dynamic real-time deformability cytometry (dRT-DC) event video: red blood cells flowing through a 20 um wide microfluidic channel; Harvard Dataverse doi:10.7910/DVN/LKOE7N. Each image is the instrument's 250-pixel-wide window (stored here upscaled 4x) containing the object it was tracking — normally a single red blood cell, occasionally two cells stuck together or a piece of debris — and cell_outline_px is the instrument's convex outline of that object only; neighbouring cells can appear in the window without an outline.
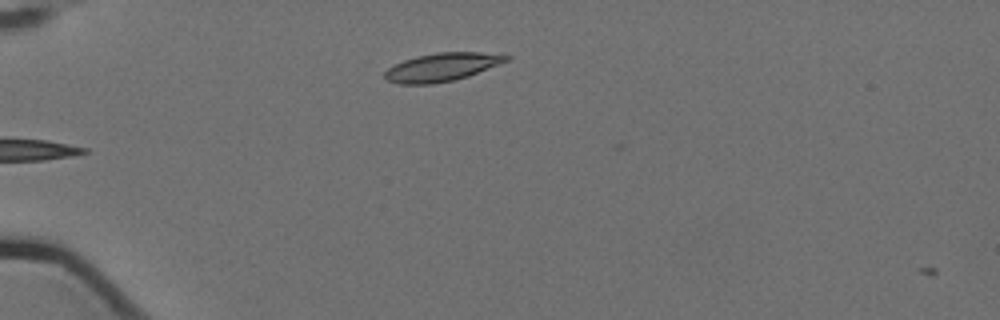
{"species": "Egyptian fruit bat (a non-hibernating species)", "species_latin": "Rousettus aegyptiacus", "temperature_condition": "cold", "stored_images_in_passage": 4, "camera_frame_rate_fps": 3000, "um_per_image_px": 0.085, "animal": {"sex": "female"}, "frame": {"image": 1, "passage_image": 4, "time_ms": 1.0, "image_size_px": [1000, 320], "cell_outline_px": [[512, 56], [508, 60], [468, 76], [452, 80], [432, 84], [400, 84], [388, 80], [384, 76], [384, 72], [388, 68], [404, 60], [416, 56], [436, 52], [480, 52]], "centroid_in_image_um": [37.54, 5.7], "position_along_channel_um": 47.5, "area_um2": 19.71}}